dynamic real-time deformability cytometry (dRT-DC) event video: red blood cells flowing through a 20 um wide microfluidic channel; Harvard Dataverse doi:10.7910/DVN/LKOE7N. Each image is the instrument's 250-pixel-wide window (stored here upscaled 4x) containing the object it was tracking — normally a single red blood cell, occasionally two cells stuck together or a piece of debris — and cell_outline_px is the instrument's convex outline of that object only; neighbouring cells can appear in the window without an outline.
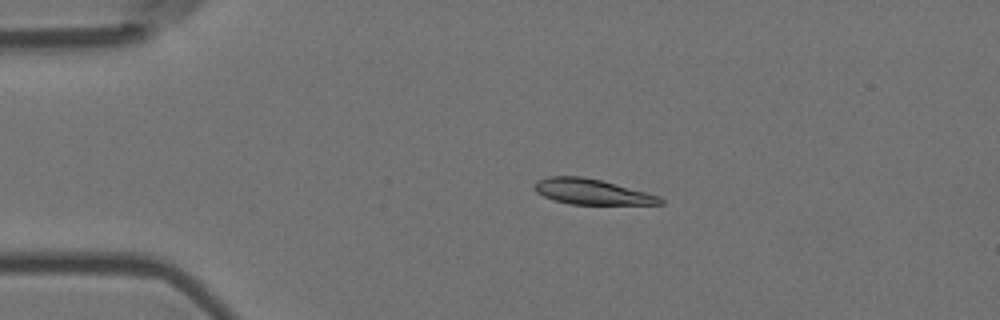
{"species": "Egyptian fruit bat (a non-hibernating species)", "species_latin": "Rousettus aegyptiacus", "temperature_condition": "room temperature", "stored_images_in_passage": 4, "camera_frame_rate_fps": 3000, "um_per_image_px": 0.085, "animal": {"sex": "female"}, "frame": {"image": 1, "passage_image": 2, "time_ms": 0.333, "image_size_px": [1000, 320], "cell_outline_px": [[664, 204], [572, 204], [552, 200], [536, 192], [532, 188], [532, 184], [536, 180], [548, 176], [584, 176], [600, 180], [660, 196], [664, 200]], "centroid_in_image_um": [50.23, 16.29], "position_along_channel_um": 34.8, "area_um2": 18.67}}
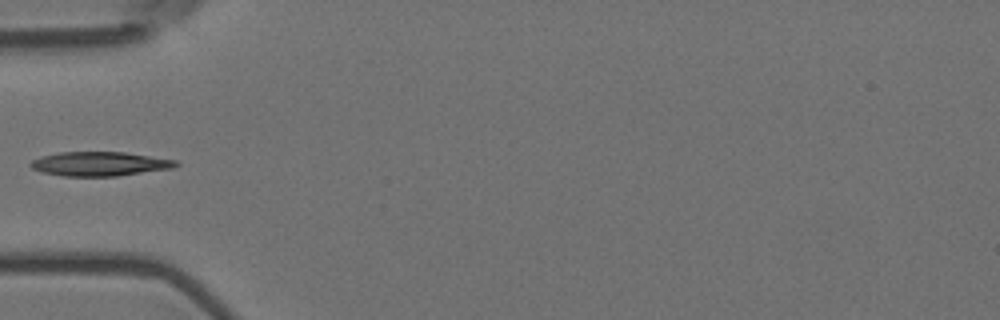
{"frame": {"image": 2, "passage_image": 4, "time_ms": 1.0, "image_size_px": [1000, 320], "cell_outline_px": [[180, 164], [172, 168], [116, 176], [64, 176], [44, 172], [32, 168], [28, 164], [32, 160], [40, 156], [60, 152], [124, 152], [176, 160]], "centroid_in_image_um": [8.46, 13.92], "position_along_channel_um": 76.5, "area_um2": 20.35}}